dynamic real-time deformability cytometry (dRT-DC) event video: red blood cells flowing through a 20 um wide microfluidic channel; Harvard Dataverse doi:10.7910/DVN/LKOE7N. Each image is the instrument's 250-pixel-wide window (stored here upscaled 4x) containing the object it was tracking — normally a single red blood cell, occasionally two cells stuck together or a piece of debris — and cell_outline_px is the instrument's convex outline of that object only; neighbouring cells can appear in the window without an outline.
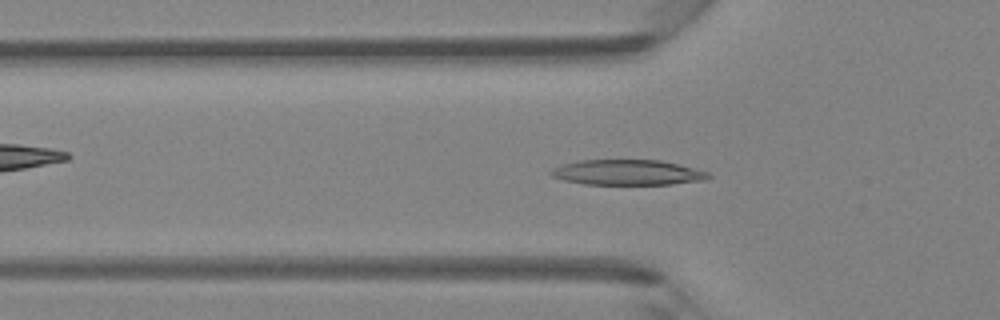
{"species": "Egyptian fruit bat (a non-hibernating species)", "species_latin": "Rousettus aegyptiacus", "temperature_condition": "room temperature", "stored_images_in_passage": 46, "camera_frame_rate_fps": 3000, "um_per_image_px": 0.085, "animal": {"sex": "female"}, "frame": {"image": 1, "passage_image": 15, "time_ms": 4.667, "image_size_px": [1000, 320], "cell_outline_px": [[712, 176], [708, 180], [672, 184], [584, 184], [564, 180], [552, 176], [548, 172], [552, 168], [560, 164], [580, 160], [660, 160], [708, 172]], "centroid_in_image_um": [53.31, 14.66], "position_along_channel_um": 72.5, "area_um2": 23.24}}
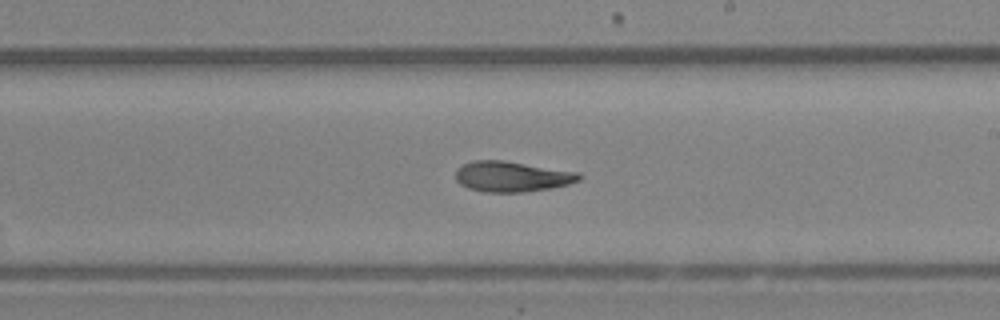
{"frame": {"image": 2, "passage_image": 27, "time_ms": 8.667, "image_size_px": [1000, 320], "cell_outline_px": [[584, 176], [580, 180], [568, 184], [552, 188], [524, 192], [484, 192], [468, 188], [460, 184], [456, 180], [456, 168], [464, 164], [476, 160], [504, 160], [580, 172]], "centroid_in_image_um": [43.54, 15.0], "position_along_channel_um": 245.5, "area_um2": 22.14}}
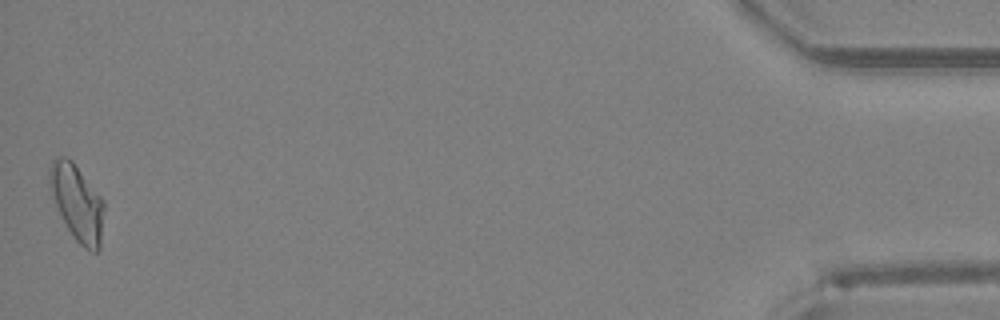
{"frame": {"image": 3, "passage_image": 46, "time_ms": 15.0, "image_size_px": [1000, 320], "cell_outline_px": [[104, 208], [100, 248], [96, 252], [88, 252], [72, 236], [56, 204], [48, 184], [48, 168], [52, 160], [56, 156], [64, 156], [72, 160], [104, 200]], "centroid_in_image_um": [6.55, 17.2], "position_along_channel_um": 428.6, "area_um2": 24.16}, "authors_computed_cell_mechanics": {"area_um2": 22.253, "velocity_mm_per_s": 4.3543, "shape_relaxation_time_tau1_ms": 4.5714, "shape_relaxation_time_tau2_ms": 3.2507, "deformation_change_tau1": 0.1959, "deformation_change_tau2": 0.1142}}